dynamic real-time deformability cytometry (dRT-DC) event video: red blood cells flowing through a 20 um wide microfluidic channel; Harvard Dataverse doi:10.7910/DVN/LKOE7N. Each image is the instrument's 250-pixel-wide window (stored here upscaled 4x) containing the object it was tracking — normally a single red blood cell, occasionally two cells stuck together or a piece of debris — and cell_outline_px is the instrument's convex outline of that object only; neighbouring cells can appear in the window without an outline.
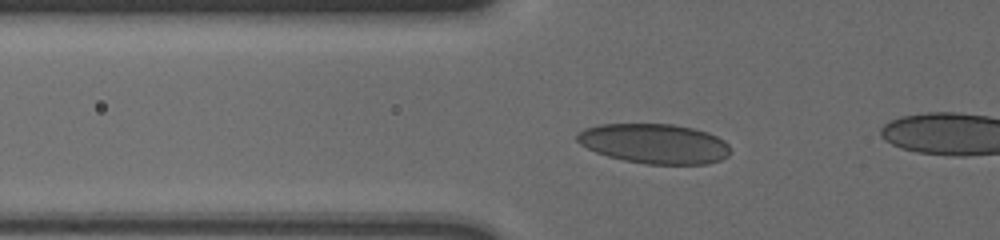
{"species": "human", "species_latin": "Homo sapiens", "temperature_condition": "cold", "stored_images_in_passage": 17, "camera_frame_rate_fps": 3000, "um_per_image_px": 0.085, "donor": {"sex": "male"}, "frame": {"image": 1, "passage_image": 15, "time_ms": 4.667, "image_size_px": [1000, 240], "cell_outline_px": [[728, 156], [720, 160], [708, 164], [648, 164], [624, 160], [608, 156], [596, 152], [580, 144], [576, 140], [576, 136], [584, 128], [600, 124], [672, 124], [692, 128], [708, 132], [724, 140], [728, 144]], "centroid_in_image_um": [55.62, 12.21], "position_along_channel_um": 70.2, "area_um2": 35.43}}